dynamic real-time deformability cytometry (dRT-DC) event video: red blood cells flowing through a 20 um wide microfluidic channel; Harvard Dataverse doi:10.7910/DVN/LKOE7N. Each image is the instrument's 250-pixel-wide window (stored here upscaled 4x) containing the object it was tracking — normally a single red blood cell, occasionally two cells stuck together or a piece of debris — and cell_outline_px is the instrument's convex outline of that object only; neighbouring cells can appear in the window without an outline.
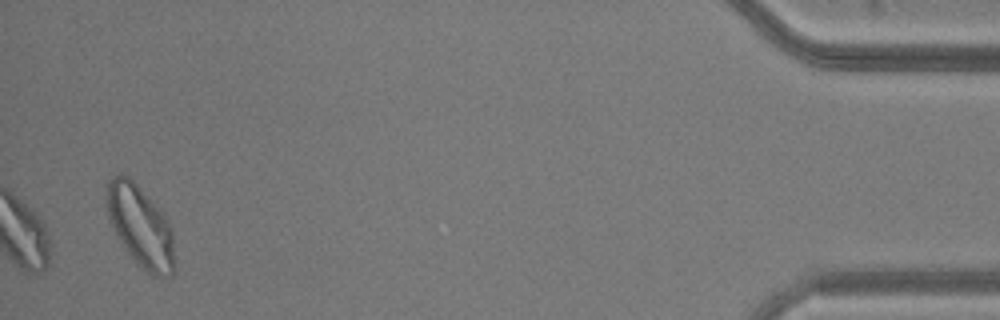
{"species": "common noctule bat (a hibernating species)", "species_latin": "Nyctalus noctula", "temperature_condition": "warm", "stored_images_in_passage": 35, "camera_frame_rate_fps": 3000, "um_per_image_px": 0.085, "animal": {"sex": "male", "body_mass_g": 20.5, "forearm_length_mm": 52.5}, "frame": {"image": 1, "passage_image": 35, "time_ms": 11.333, "image_size_px": [1000, 320], "cell_outline_px": [[176, 272], [172, 276], [152, 276], [128, 252], [112, 228], [108, 220], [108, 180], [116, 172], [120, 172], [128, 176], [136, 184], [164, 216], [172, 228], [176, 268]], "centroid_in_image_um": [11.97, 19.25], "position_along_channel_um": 423.2, "area_um2": 31.73}}